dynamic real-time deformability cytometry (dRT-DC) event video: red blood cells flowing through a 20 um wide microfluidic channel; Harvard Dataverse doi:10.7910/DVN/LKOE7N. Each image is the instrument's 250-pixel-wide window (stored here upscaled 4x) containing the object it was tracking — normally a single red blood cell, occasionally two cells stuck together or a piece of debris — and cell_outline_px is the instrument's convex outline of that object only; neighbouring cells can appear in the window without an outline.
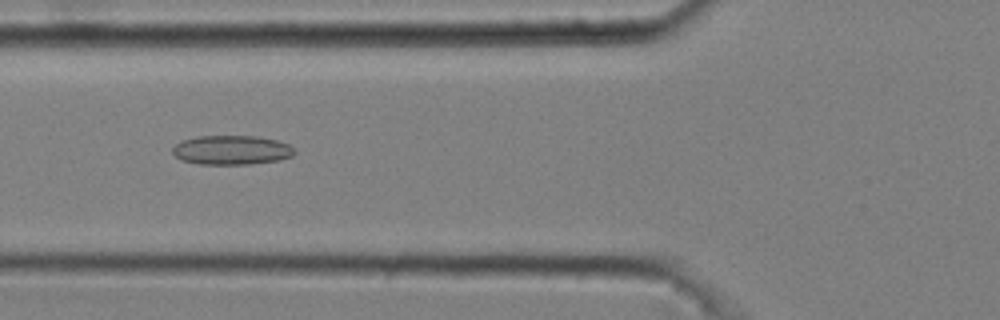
{"species": "common noctule bat (a hibernating species)", "species_latin": "Nyctalus noctula", "temperature_condition": "cold", "stored_images_in_passage": 50, "camera_frame_rate_fps": 3000, "um_per_image_px": 0.085, "animal": {"sex": "male", "body_mass_g": 20.4}, "frame": {"image": 1, "passage_image": 20, "time_ms": 6.333, "image_size_px": [1000, 320], "cell_outline_px": [[296, 152], [292, 156], [280, 160], [248, 164], [196, 164], [180, 160], [172, 152], [172, 148], [176, 144], [184, 140], [196, 136], [256, 136], [276, 140], [288, 144], [296, 148]], "centroid_in_image_um": [19.7, 12.76], "position_along_channel_um": 106.1, "area_um2": 20.92}}
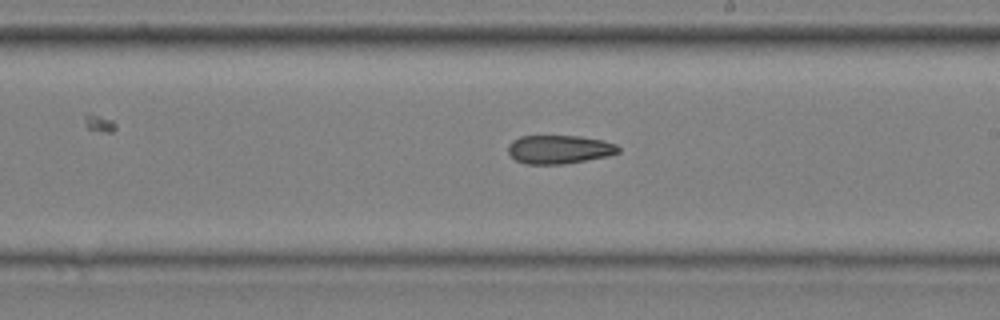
{"frame": {"image": 2, "passage_image": 31, "time_ms": 10.0, "image_size_px": [1000, 320], "cell_outline_px": [[620, 152], [608, 156], [564, 164], [524, 164], [516, 160], [508, 152], [508, 144], [512, 140], [520, 136], [580, 136], [604, 140], [616, 144], [620, 148]], "centroid_in_image_um": [47.54, 12.69], "position_along_channel_um": 241.5, "area_um2": 18.5}}
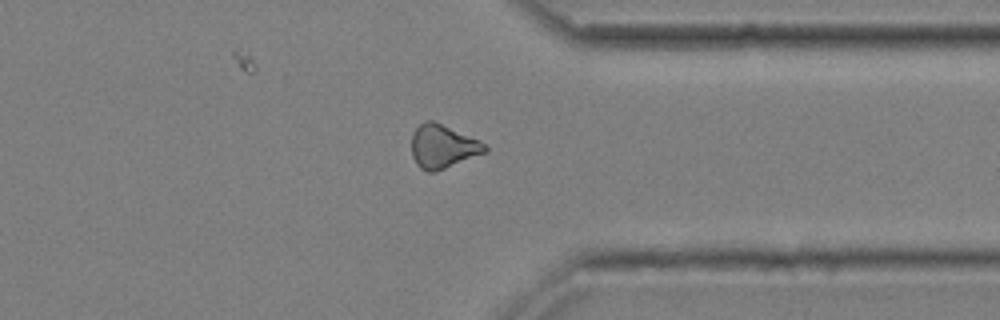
{"frame": {"image": 3, "passage_image": 42, "time_ms": 13.667, "image_size_px": [1000, 320], "cell_outline_px": [[488, 152], [444, 168], [432, 172], [428, 172], [420, 168], [416, 164], [412, 156], [412, 132], [424, 120], [432, 120], [480, 140], [488, 148]], "centroid_in_image_um": [37.63, 12.44], "position_along_channel_um": 373.8, "area_um2": 18.55}}